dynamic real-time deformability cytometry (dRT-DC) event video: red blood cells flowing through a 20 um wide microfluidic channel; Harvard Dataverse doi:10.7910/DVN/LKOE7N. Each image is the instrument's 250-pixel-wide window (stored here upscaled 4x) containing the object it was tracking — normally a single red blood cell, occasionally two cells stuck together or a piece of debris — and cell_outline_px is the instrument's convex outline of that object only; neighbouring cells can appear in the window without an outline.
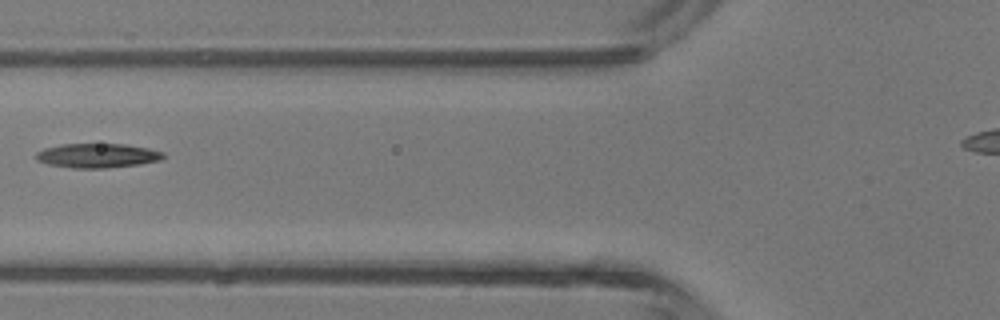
{"species": "common noctule bat (a hibernating species)", "species_latin": "Nyctalus noctula", "temperature_condition": "room temperature", "stored_images_in_passage": 6, "camera_frame_rate_fps": 3000, "um_per_image_px": 0.085, "animal": {"sex": "male", "body_mass_g": 13.3}, "frame": {"image": 1, "passage_image": 6, "time_ms": 5.667, "image_size_px": [1000, 320], "cell_outline_px": [[164, 156], [160, 160], [140, 164], [108, 168], [72, 168], [48, 164], [36, 160], [36, 152], [44, 148], [60, 144], [124, 144], [148, 148], [164, 152]], "centroid_in_image_um": [8.26, 13.22], "position_along_channel_um": 117.5, "area_um2": 18.09}}